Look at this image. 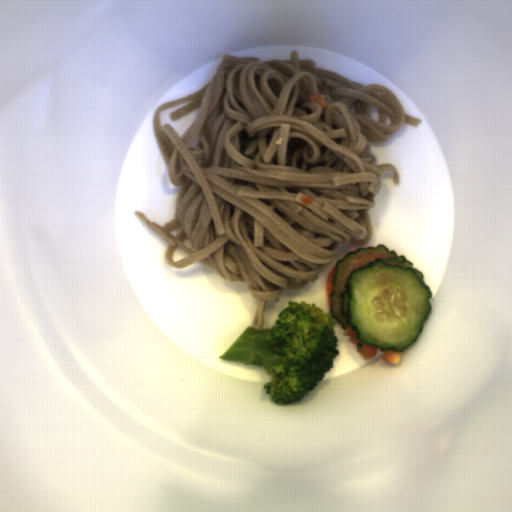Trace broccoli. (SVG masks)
<instances>
[{"instance_id":"broccoli-1","label":"broccoli","mask_w":512,"mask_h":512,"mask_svg":"<svg viewBox=\"0 0 512 512\" xmlns=\"http://www.w3.org/2000/svg\"><path fill=\"white\" fill-rule=\"evenodd\" d=\"M277 315L276 325L256 330L247 326L220 360L264 368L271 381L262 385L274 403L301 401L314 391L341 354L335 335L337 320L315 302L288 300Z\"/></svg>"}]
</instances>
